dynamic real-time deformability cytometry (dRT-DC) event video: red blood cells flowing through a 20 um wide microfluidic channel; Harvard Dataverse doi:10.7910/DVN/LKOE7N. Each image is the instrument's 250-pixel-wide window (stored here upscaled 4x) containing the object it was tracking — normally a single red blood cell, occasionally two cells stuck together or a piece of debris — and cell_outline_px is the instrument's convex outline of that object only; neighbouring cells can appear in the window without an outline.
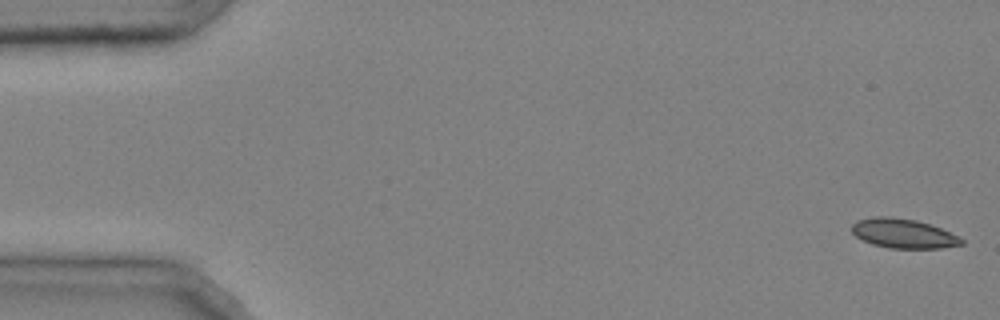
{"species": "common noctule bat (a hibernating species)", "species_latin": "Nyctalus noctula", "temperature_condition": "cold", "stored_images_in_passage": 11, "camera_frame_rate_fps": 3000, "um_per_image_px": 0.085, "animal": {"sex": "male", "body_mass_g": 20.4}, "frame": {"image": 1, "passage_image": 1, "time_ms": 0.0, "image_size_px": [1000, 320], "cell_outline_px": [[964, 244], [940, 248], [888, 248], [872, 244], [856, 236], [852, 232], [852, 224], [856, 220], [872, 216], [892, 216], [916, 220], [940, 228], [964, 240]], "centroid_in_image_um": [76.74, 19.83], "position_along_channel_um": 8.3, "area_um2": 18.73}}